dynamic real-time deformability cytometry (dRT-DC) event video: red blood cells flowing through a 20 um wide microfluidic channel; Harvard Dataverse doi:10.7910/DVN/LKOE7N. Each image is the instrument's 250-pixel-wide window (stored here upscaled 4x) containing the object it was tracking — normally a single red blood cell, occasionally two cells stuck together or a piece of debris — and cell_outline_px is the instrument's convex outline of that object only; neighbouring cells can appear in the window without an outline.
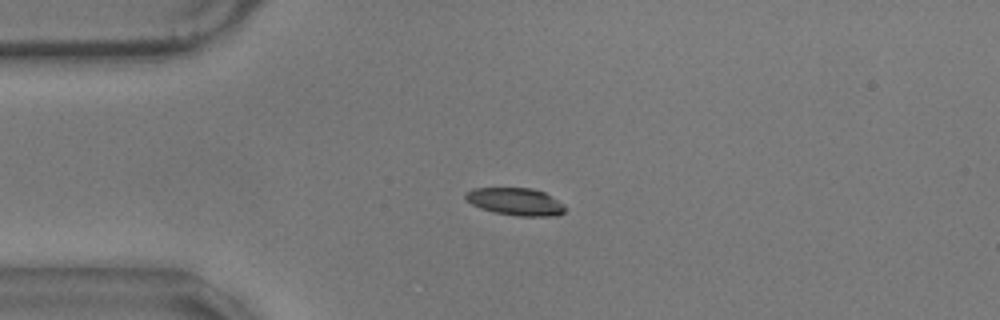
{"species": "common noctule bat (a hibernating species)", "species_latin": "Nyctalus noctula", "temperature_condition": "warm", "stored_images_in_passage": 59, "camera_frame_rate_fps": 3000, "um_per_image_px": 0.085, "animal": {"sex": "male", "body_mass_g": 17.9}, "frame": {"image": 1, "passage_image": 14, "time_ms": 4.333, "image_size_px": [1000, 320], "cell_outline_px": [[564, 212], [556, 216], [520, 216], [496, 212], [480, 208], [472, 204], [464, 196], [464, 192], [472, 188], [532, 188], [544, 192], [564, 204]], "centroid_in_image_um": [43.81, 17.13], "position_along_channel_um": 41.2, "area_um2": 15.84}}
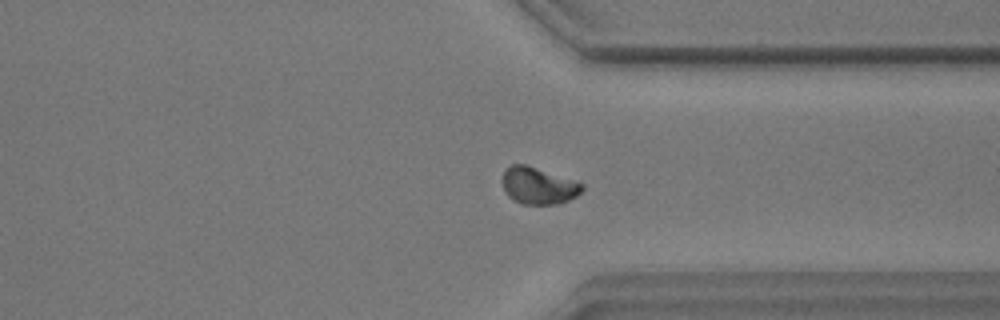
{"frame": {"image": 2, "passage_image": 44, "time_ms": 14.333, "image_size_px": [1000, 320], "cell_outline_px": [[584, 188], [576, 196], [568, 200], [556, 204], [524, 204], [508, 196], [504, 188], [504, 168], [512, 164], [524, 164], [584, 184]], "centroid_in_image_um": [45.76, 15.79], "position_along_channel_um": 365.6, "area_um2": 16.65}}
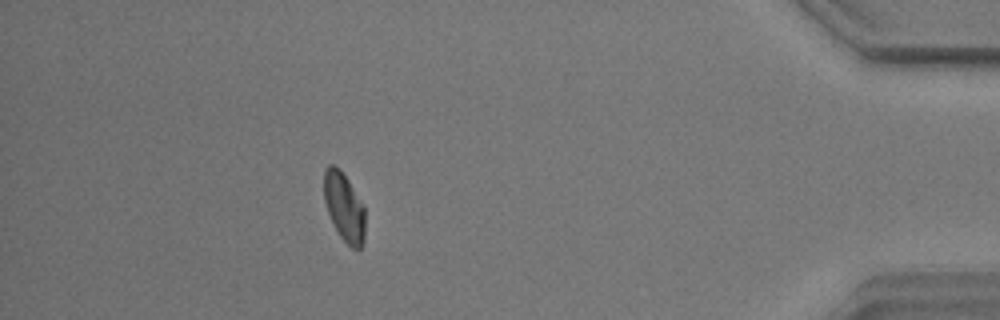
{"frame": {"image": 3, "passage_image": 52, "time_ms": 17.0, "image_size_px": [1000, 320], "cell_outline_px": [[364, 240], [360, 248], [352, 248], [340, 236], [328, 212], [324, 200], [324, 168], [328, 164], [332, 164], [340, 168], [364, 204]], "centroid_in_image_um": [29.25, 17.54], "position_along_channel_um": 406.0, "area_um2": 16.36}}